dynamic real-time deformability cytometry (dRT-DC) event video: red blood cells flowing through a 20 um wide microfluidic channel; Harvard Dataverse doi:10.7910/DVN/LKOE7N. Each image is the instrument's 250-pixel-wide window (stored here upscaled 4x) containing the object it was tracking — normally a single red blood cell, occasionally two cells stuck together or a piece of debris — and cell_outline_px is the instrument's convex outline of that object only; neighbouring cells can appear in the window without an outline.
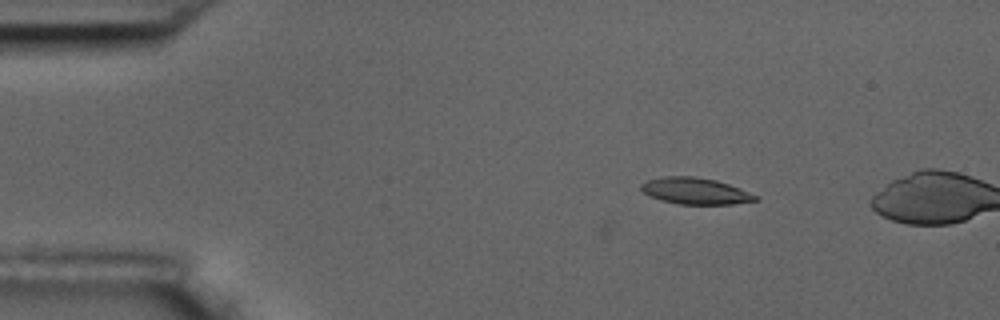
{"species": "common noctule bat (a hibernating species)", "species_latin": "Nyctalus noctula", "temperature_condition": "room temperature", "stored_images_in_passage": 5, "camera_frame_rate_fps": 3000, "um_per_image_px": 0.085, "animal": {"sex": "male", "body_mass_g": 17.5, "forearm_length_mm": 52.3}, "frame": {"image": 1, "passage_image": 4, "time_ms": 4.333, "image_size_px": [1000, 320], "cell_outline_px": [[756, 200], [732, 204], [676, 204], [660, 200], [644, 192], [640, 188], [640, 184], [648, 180], [664, 176], [692, 176], [716, 180], [740, 188], [756, 196]], "centroid_in_image_um": [59.06, 16.23], "position_along_channel_um": 25.9, "area_um2": 17.4}}